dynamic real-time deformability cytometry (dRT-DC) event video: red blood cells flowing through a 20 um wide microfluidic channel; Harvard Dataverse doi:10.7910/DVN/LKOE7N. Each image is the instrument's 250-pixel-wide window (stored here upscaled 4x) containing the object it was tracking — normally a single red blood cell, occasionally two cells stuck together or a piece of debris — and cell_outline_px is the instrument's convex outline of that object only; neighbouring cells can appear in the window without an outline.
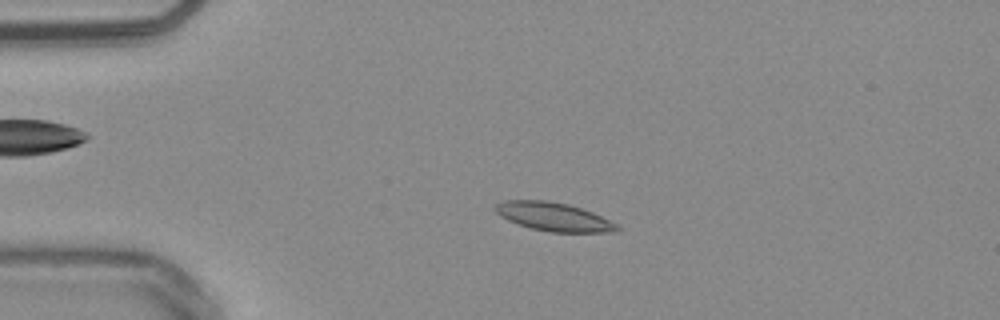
{"species": "common noctule bat (a hibernating species)", "species_latin": "Nyctalus noctula", "temperature_condition": "warm", "stored_images_in_passage": 52, "camera_frame_rate_fps": 3000, "um_per_image_px": 0.085, "animal": {"sex": "male", "body_mass_g": 20.4}, "frame": {"image": 1, "passage_image": 11, "time_ms": 3.333, "image_size_px": [1000, 320], "cell_outline_px": [[620, 228], [616, 232], [548, 232], [528, 228], [516, 224], [500, 216], [492, 208], [496, 204], [504, 200], [548, 200], [568, 204], [592, 212], [616, 224]], "centroid_in_image_um": [47.0, 18.42], "position_along_channel_um": 38.0, "area_um2": 20.35}}
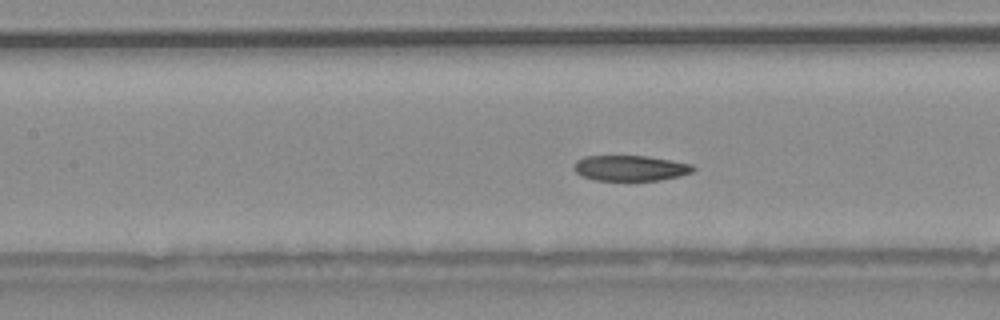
{"frame": {"image": 2, "passage_image": 23, "time_ms": 7.333, "image_size_px": [1000, 320], "cell_outline_px": [[696, 168], [692, 172], [680, 176], [660, 180], [596, 180], [580, 176], [572, 168], [576, 160], [584, 156], [648, 156], [672, 160], [692, 164]], "centroid_in_image_um": [53.57, 14.28], "position_along_channel_um": 153.8, "area_um2": 17.86}}
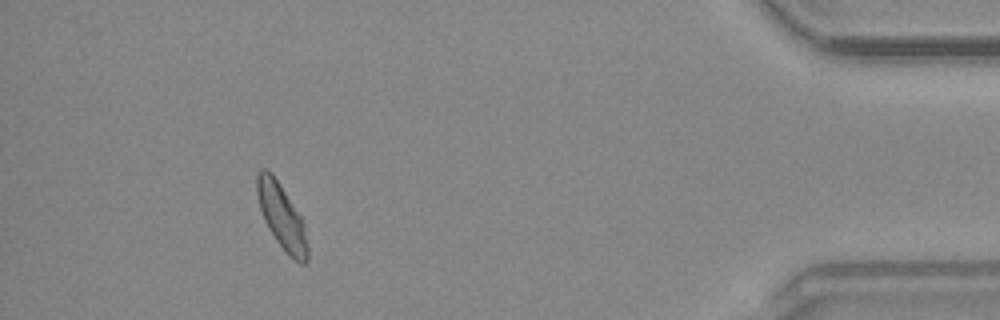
{"frame": {"image": 3, "passage_image": 48, "time_ms": 15.667, "image_size_px": [1000, 320], "cell_outline_px": [[308, 260], [304, 264], [300, 264], [288, 256], [276, 240], [268, 228], [264, 220], [260, 208], [256, 192], [256, 176], [260, 168], [268, 168], [272, 172], [280, 184], [300, 216], [304, 224], [308, 244]], "centroid_in_image_um": [23.94, 18.41], "position_along_channel_um": 411.3, "area_um2": 19.31}, "authors_computed_cell_mechanics": {"area_um2": 19.1318, "velocity_mm_per_s": 3.7756, "shape_relaxation_time_tau1_ms": 6.2164, "shape_relaxation_time_tau2_ms": 3.5613, "deformation_change_tau1": 0.1446, "deformation_change_tau2": 0.0726}}